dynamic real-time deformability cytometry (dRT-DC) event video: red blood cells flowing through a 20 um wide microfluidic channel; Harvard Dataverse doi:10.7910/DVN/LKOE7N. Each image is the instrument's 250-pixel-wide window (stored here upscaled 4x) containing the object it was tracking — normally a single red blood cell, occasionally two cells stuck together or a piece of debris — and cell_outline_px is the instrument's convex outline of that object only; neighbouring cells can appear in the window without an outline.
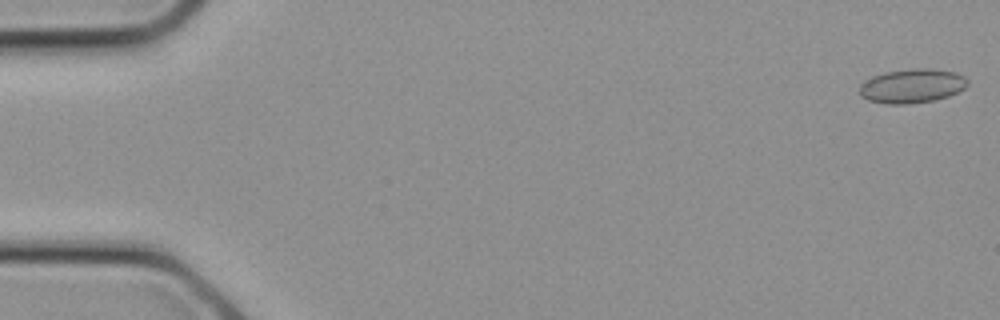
{"species": "common noctule bat (a hibernating species)", "species_latin": "Nyctalus noctula", "temperature_condition": "cold", "stored_images_in_passage": 15, "camera_frame_rate_fps": 3000, "um_per_image_px": 0.085, "animal": {"sex": "female", "body_mass_g": 21.9}, "frame": {"image": 1, "passage_image": 1, "time_ms": 0.0, "image_size_px": [1000, 320], "cell_outline_px": [[968, 84], [964, 88], [948, 96], [936, 100], [908, 104], [884, 104], [868, 100], [860, 96], [860, 84], [864, 80], [872, 76], [884, 72], [912, 68], [932, 68], [956, 72], [964, 76], [968, 80]], "centroid_in_image_um": [77.5, 7.3], "position_along_channel_um": 7.5, "area_um2": 21.79}}
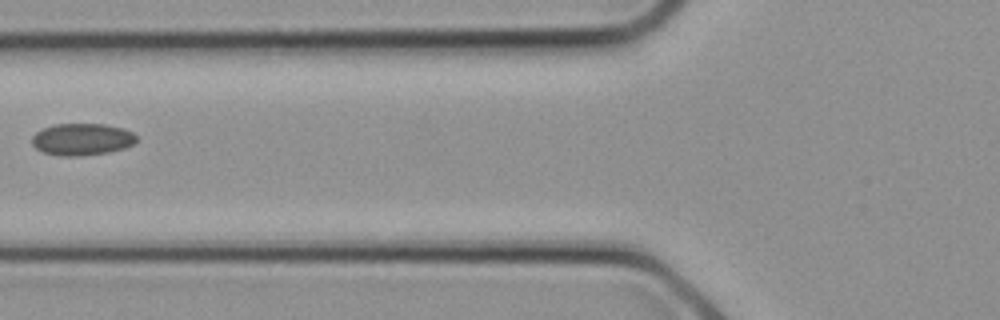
{"frame": {"image": 2, "passage_image": 11, "time_ms": 3.333, "image_size_px": [1000, 320], "cell_outline_px": [[136, 140], [132, 144], [124, 148], [108, 152], [80, 156], [60, 156], [44, 152], [36, 148], [32, 144], [32, 136], [36, 132], [44, 128], [56, 124], [104, 124], [124, 128], [132, 132], [136, 136]], "centroid_in_image_um": [6.96, 11.84], "position_along_channel_um": 118.8, "area_um2": 19.36}}
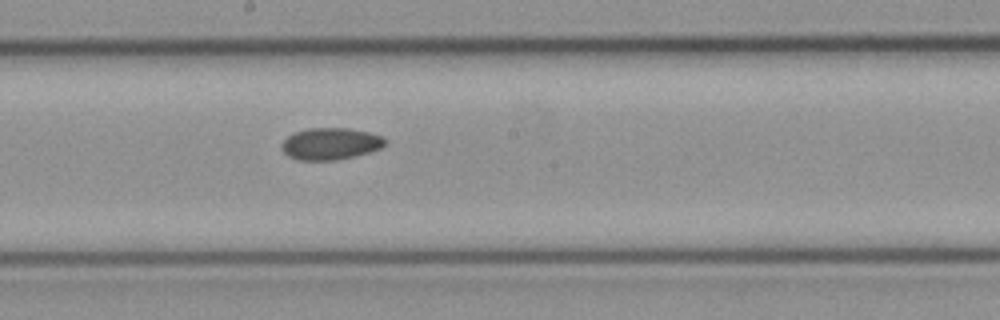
{"frame": {"image": 3, "passage_image": 15, "time_ms": 4.667, "image_size_px": [1000, 320], "cell_outline_px": [[388, 144], [380, 148], [356, 156], [336, 160], [296, 160], [288, 156], [280, 148], [280, 144], [288, 136], [296, 132], [308, 128], [348, 128], [368, 132], [384, 136], [388, 140]], "centroid_in_image_um": [28.11, 12.22], "position_along_channel_um": 220.1, "area_um2": 19.42}}